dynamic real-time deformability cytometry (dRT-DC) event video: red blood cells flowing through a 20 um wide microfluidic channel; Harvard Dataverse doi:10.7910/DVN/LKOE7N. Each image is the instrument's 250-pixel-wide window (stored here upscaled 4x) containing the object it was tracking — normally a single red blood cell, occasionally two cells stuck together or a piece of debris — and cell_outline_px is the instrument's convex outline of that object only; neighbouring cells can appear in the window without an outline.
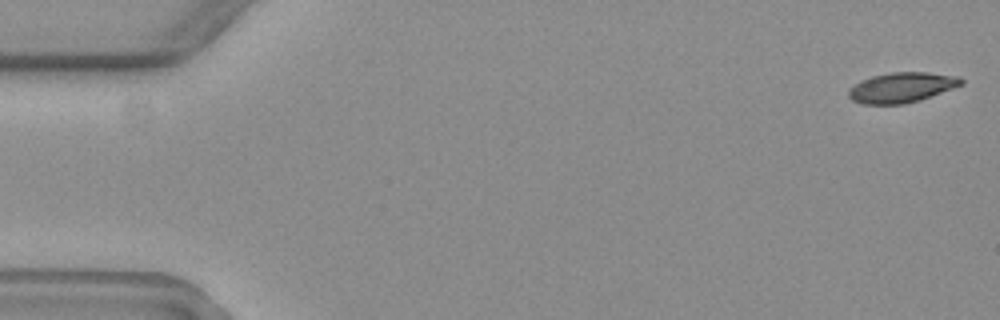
{"species": "common noctule bat (a hibernating species)", "species_latin": "Nyctalus noctula", "temperature_condition": "warm", "stored_images_in_passage": 11, "camera_frame_rate_fps": 3000, "um_per_image_px": 0.085, "animal": {"sex": "female", "body_mass_g": 19.3, "forearm_length_mm": 54.1}, "frame": {"image": 1, "passage_image": 2, "time_ms": 0.333, "image_size_px": [1000, 320], "cell_outline_px": [[964, 84], [920, 100], [904, 104], [864, 104], [852, 100], [848, 96], [848, 92], [860, 80], [872, 76], [892, 72], [928, 72], [960, 76], [964, 80]], "centroid_in_image_um": [76.68, 7.43], "position_along_channel_um": 8.3, "area_um2": 19.77}}